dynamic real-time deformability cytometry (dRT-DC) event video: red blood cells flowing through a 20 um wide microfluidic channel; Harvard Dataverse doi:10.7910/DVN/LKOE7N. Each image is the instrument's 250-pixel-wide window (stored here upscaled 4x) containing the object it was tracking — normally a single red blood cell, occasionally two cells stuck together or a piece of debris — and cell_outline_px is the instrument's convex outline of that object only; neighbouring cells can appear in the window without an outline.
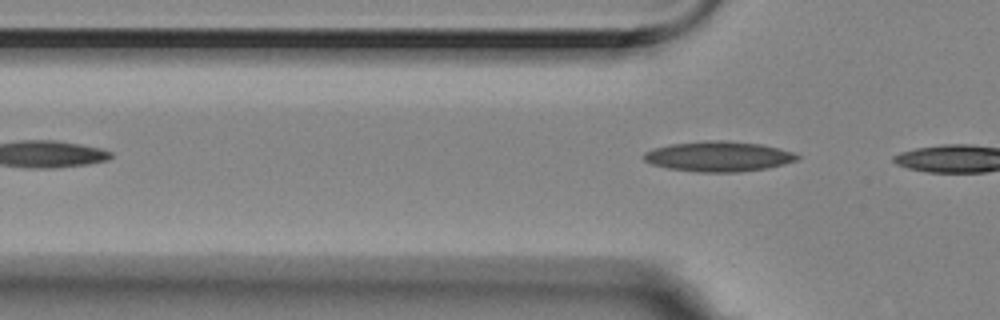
{"species": "Egyptian fruit bat (a non-hibernating species)", "species_latin": "Rousettus aegyptiacus", "temperature_condition": "room temperature", "stored_images_in_passage": 2, "camera_frame_rate_fps": 3000, "um_per_image_px": 0.085, "animal": {"sex": "female"}, "frame": {"image": 1, "passage_image": 2, "time_ms": 0.333, "image_size_px": [1000, 320], "cell_outline_px": [[800, 156], [796, 160], [784, 164], [768, 168], [740, 172], [696, 172], [668, 168], [652, 164], [644, 160], [644, 152], [652, 148], [668, 144], [708, 140], [724, 140], [760, 144], [792, 152]], "centroid_in_image_um": [61.03, 13.29], "position_along_channel_um": 64.8, "area_um2": 26.99}}